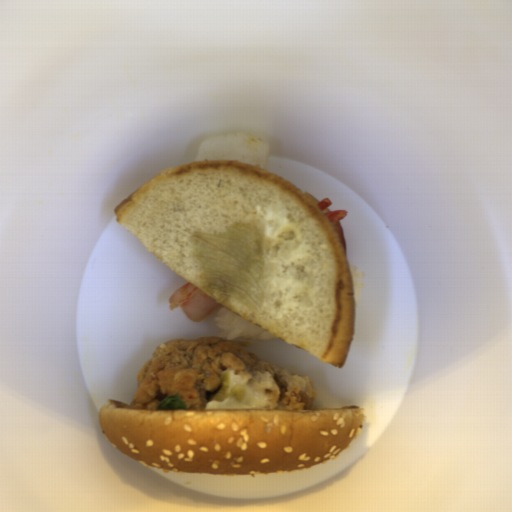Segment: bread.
Listing matches in <instances>:
<instances>
[{
	"instance_id": "obj_1",
	"label": "bread",
	"mask_w": 512,
	"mask_h": 512,
	"mask_svg": "<svg viewBox=\"0 0 512 512\" xmlns=\"http://www.w3.org/2000/svg\"><path fill=\"white\" fill-rule=\"evenodd\" d=\"M318 199L259 165L211 159L163 168L113 208L145 251L198 286L200 262L189 236L196 228L225 232L231 221L264 236L256 312L227 297L221 306L324 363L343 367L356 333L355 287L345 232Z\"/></svg>"
},
{
	"instance_id": "obj_2",
	"label": "bread",
	"mask_w": 512,
	"mask_h": 512,
	"mask_svg": "<svg viewBox=\"0 0 512 512\" xmlns=\"http://www.w3.org/2000/svg\"><path fill=\"white\" fill-rule=\"evenodd\" d=\"M359 405L280 409L140 410L107 399L100 429L111 446L167 472L248 476L307 469L349 447L366 415Z\"/></svg>"
}]
</instances>
